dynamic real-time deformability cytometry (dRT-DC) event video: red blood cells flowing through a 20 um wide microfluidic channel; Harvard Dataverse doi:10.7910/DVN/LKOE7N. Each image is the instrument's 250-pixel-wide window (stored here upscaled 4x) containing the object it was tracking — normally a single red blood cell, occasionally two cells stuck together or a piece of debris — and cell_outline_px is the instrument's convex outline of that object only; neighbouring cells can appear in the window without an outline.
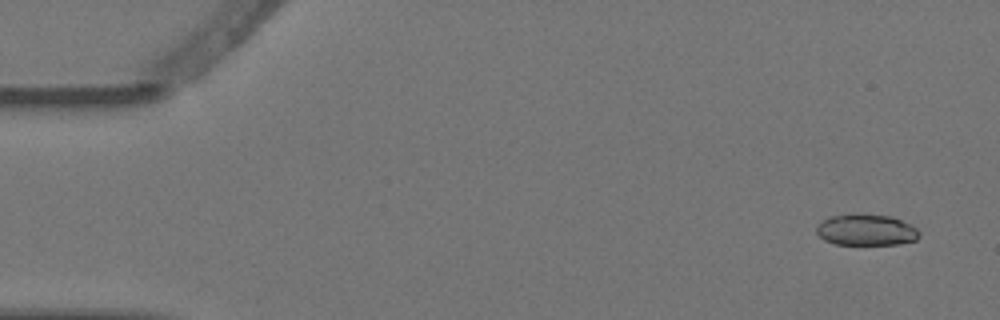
{"species": "Egyptian fruit bat (a non-hibernating species)", "species_latin": "Rousettus aegyptiacus", "temperature_condition": "warm", "stored_images_in_passage": 8, "camera_frame_rate_fps": 3000, "um_per_image_px": 0.085, "animal": {"sex": "female"}, "frame": {"image": 1, "passage_image": 1, "time_ms": 0.0, "image_size_px": [1000, 320], "cell_outline_px": [[920, 236], [916, 240], [900, 244], [836, 244], [824, 240], [816, 232], [816, 228], [824, 220], [832, 216], [852, 212], [892, 216], [912, 224], [920, 232]], "centroid_in_image_um": [73.67, 19.52], "position_along_channel_um": 11.3, "area_um2": 19.02}}
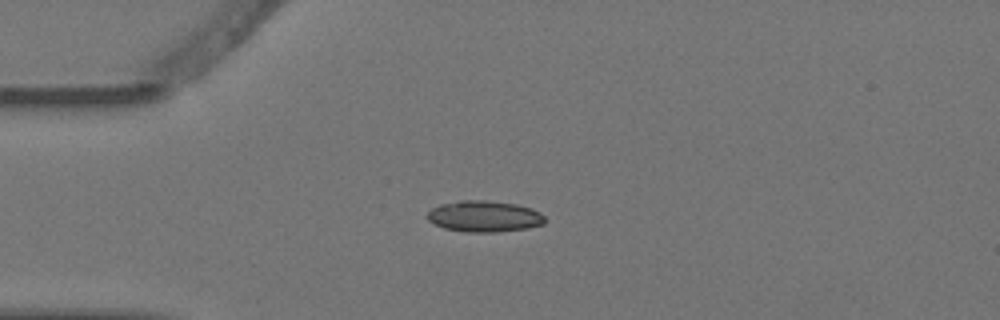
{"frame": {"image": 2, "passage_image": 4, "time_ms": 1.0, "image_size_px": [1000, 320], "cell_outline_px": [[544, 224], [528, 228], [496, 232], [464, 232], [444, 228], [428, 220], [424, 216], [432, 208], [440, 204], [460, 200], [488, 200], [516, 204], [532, 208], [540, 212], [544, 216]], "centroid_in_image_um": [41.15, 18.38], "position_along_channel_um": 43.9, "area_um2": 21.56}}
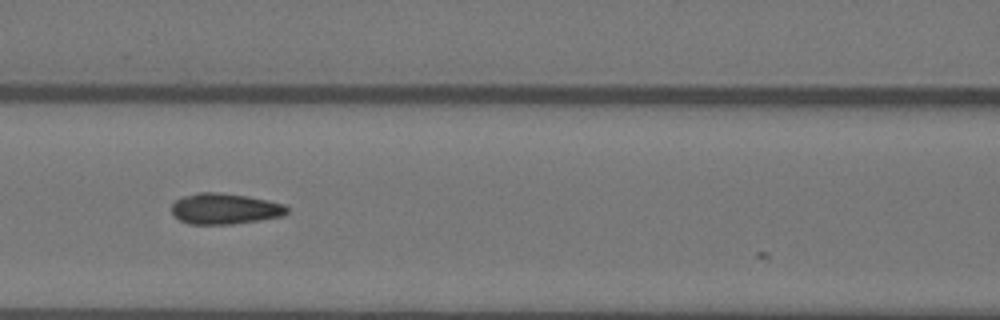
{"frame": {"image": 3, "passage_image": 7, "time_ms": 2.0, "image_size_px": [1000, 320], "cell_outline_px": [[288, 212], [284, 216], [260, 220], [232, 224], [188, 224], [180, 220], [172, 212], [172, 204], [176, 200], [184, 196], [196, 192], [220, 192], [248, 196], [268, 200], [284, 204], [288, 208]], "centroid_in_image_um": [19.13, 17.74], "position_along_channel_um": 147.5, "area_um2": 20.87}}